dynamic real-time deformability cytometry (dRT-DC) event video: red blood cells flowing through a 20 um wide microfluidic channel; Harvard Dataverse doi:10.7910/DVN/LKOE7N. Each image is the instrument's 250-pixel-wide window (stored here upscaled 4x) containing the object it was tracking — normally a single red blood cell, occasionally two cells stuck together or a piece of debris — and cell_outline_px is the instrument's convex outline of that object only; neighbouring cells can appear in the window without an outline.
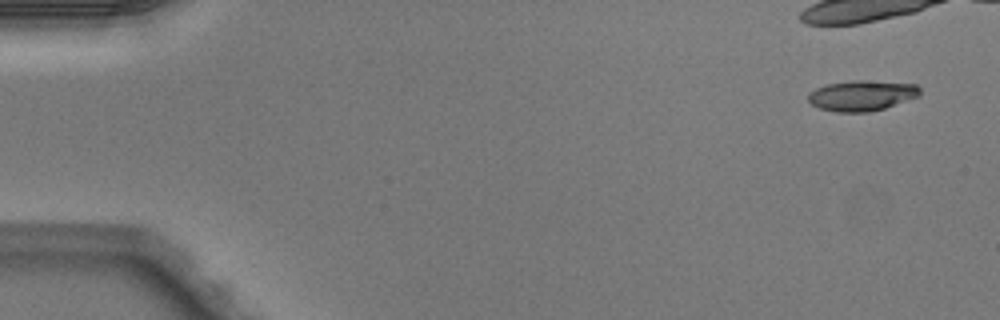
{"species": "Egyptian fruit bat (a non-hibernating species)", "species_latin": "Rousettus aegyptiacus", "temperature_condition": "warm", "stored_images_in_passage": 6, "camera_frame_rate_fps": 3000, "um_per_image_px": 0.085, "animal": {"sex": "male"}, "frame": {"image": 1, "passage_image": 1, "time_ms": 0.0, "image_size_px": [1000, 320], "cell_outline_px": [[920, 96], [884, 108], [868, 112], [836, 112], [820, 108], [812, 104], [808, 100], [808, 96], [816, 88], [828, 84], [856, 80], [864, 80], [916, 84], [920, 88]], "centroid_in_image_um": [73.28, 8.12], "position_along_channel_um": 11.7, "area_um2": 19.65}}